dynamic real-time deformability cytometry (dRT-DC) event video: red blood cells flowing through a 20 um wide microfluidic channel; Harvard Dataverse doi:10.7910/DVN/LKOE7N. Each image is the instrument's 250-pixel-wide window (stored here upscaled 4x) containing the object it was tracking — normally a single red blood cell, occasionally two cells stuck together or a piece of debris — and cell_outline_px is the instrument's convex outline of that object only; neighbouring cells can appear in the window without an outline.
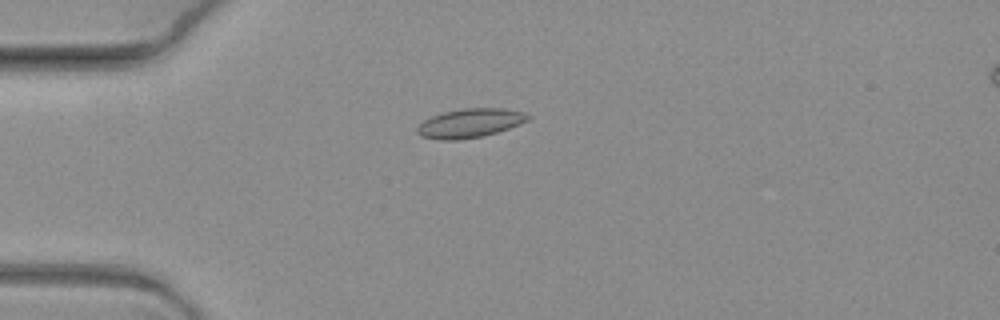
{"species": "common noctule bat (a hibernating species)", "species_latin": "Nyctalus noctula", "temperature_condition": "warm", "stored_images_in_passage": 5, "camera_frame_rate_fps": 3000, "um_per_image_px": 0.085, "animal": {"sex": "female", "body_mass_g": 19.3, "forearm_length_mm": 54.1}, "frame": {"image": 1, "passage_image": 4, "time_ms": 1.0, "image_size_px": [1000, 320], "cell_outline_px": [[532, 116], [528, 120], [520, 124], [484, 136], [460, 140], [440, 140], [420, 136], [416, 132], [416, 128], [424, 120], [432, 116], [444, 112], [464, 108], [504, 108], [524, 112]], "centroid_in_image_um": [39.95, 10.47], "position_along_channel_um": 45.1, "area_um2": 18.79}}